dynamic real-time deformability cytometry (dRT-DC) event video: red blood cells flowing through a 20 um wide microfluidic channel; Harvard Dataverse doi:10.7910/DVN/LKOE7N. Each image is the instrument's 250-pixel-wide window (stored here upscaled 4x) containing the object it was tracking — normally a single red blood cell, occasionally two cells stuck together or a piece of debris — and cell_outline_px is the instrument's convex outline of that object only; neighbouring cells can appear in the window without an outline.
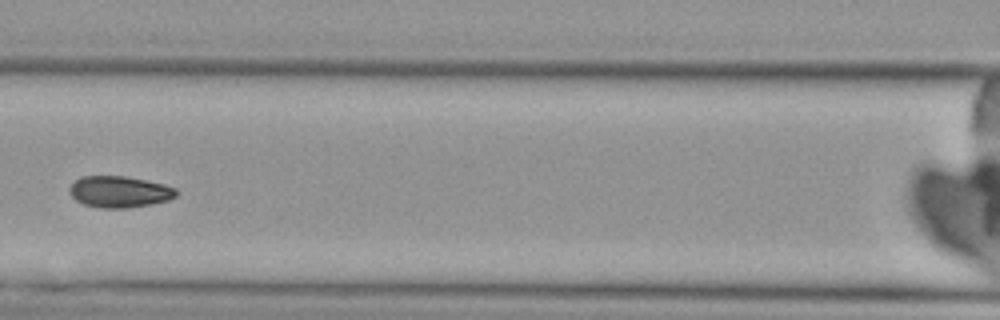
{"species": "Egyptian fruit bat (a non-hibernating species)", "species_latin": "Rousettus aegyptiacus", "temperature_condition": "cold", "stored_images_in_passage": 4, "camera_frame_rate_fps": 3000, "um_per_image_px": 0.085, "animal": {"sex": "female"}, "frame": {"image": 1, "passage_image": 4, "time_ms": 3.333, "image_size_px": [1000, 320], "cell_outline_px": [[180, 192], [176, 196], [168, 200], [152, 204], [128, 208], [100, 208], [84, 204], [76, 200], [68, 192], [68, 188], [76, 180], [84, 176], [124, 176], [164, 184], [176, 188]], "centroid_in_image_um": [10.17, 16.31], "position_along_channel_um": 156.4, "area_um2": 19.59}}